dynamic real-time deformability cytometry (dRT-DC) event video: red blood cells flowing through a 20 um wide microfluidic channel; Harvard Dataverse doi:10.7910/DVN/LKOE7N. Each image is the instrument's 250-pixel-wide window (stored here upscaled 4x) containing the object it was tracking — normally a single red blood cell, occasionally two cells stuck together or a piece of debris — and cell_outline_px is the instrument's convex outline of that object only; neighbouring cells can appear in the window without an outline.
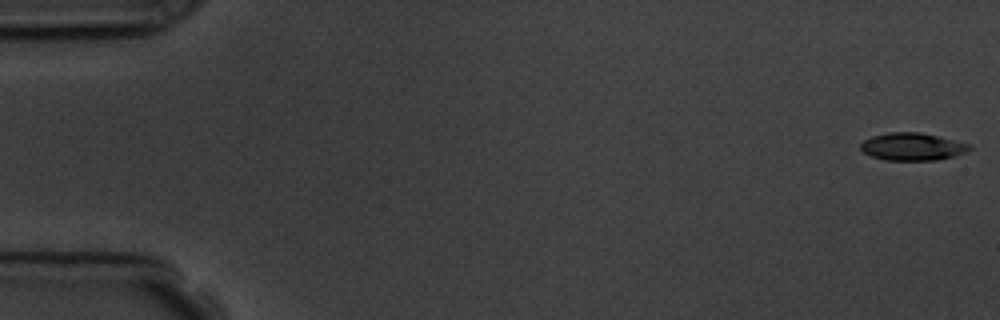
{"species": "common noctule bat (a hibernating species)", "species_latin": "Nyctalus noctula", "temperature_condition": "room temperature", "stored_images_in_passage": 6, "camera_frame_rate_fps": 3000, "um_per_image_px": 0.085, "animal": {"sex": "male", "body_mass_g": 19.5, "forearm_length_mm": 54.6}, "frame": {"image": 1, "passage_image": 1, "time_ms": 0.0, "image_size_px": [1000, 320], "cell_outline_px": [[972, 148], [968, 152], [956, 156], [936, 160], [884, 160], [872, 156], [864, 152], [860, 148], [860, 144], [864, 140], [872, 136], [888, 132], [920, 132], [972, 144]], "centroid_in_image_um": [77.59, 12.46], "position_along_channel_um": 7.4, "area_um2": 17.63}}